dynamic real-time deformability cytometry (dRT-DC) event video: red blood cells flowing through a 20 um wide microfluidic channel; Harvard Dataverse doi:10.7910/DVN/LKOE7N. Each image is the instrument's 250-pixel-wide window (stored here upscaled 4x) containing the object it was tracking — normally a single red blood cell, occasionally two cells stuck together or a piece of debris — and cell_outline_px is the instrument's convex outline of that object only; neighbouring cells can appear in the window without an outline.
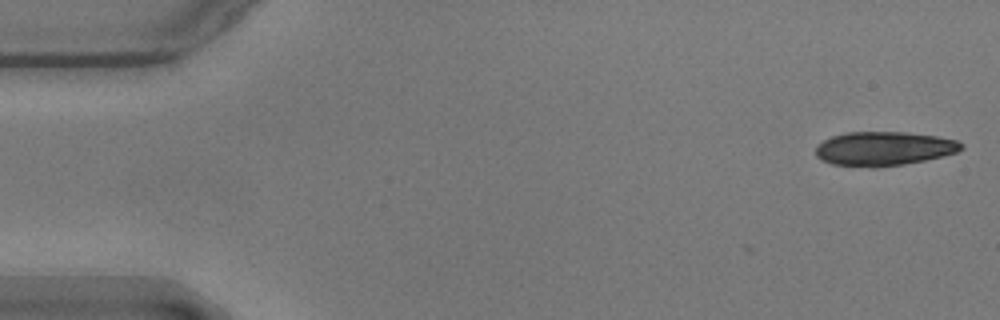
{"species": "common noctule bat (a hibernating species)", "species_latin": "Nyctalus noctula", "temperature_condition": "warm", "stored_images_in_passage": 3, "camera_frame_rate_fps": 3000, "um_per_image_px": 0.085, "animal": {"sex": "male", "body_mass_g": 17.9}, "frame": {"image": 1, "passage_image": 1, "time_ms": 0.0, "image_size_px": [1000, 320], "cell_outline_px": [[964, 148], [956, 152], [924, 160], [904, 164], [876, 168], [872, 168], [832, 164], [816, 156], [816, 144], [832, 136], [848, 132], [904, 132], [936, 136], [956, 140], [964, 144]], "centroid_in_image_um": [75.11, 12.63], "position_along_channel_um": 9.9, "area_um2": 28.84}}